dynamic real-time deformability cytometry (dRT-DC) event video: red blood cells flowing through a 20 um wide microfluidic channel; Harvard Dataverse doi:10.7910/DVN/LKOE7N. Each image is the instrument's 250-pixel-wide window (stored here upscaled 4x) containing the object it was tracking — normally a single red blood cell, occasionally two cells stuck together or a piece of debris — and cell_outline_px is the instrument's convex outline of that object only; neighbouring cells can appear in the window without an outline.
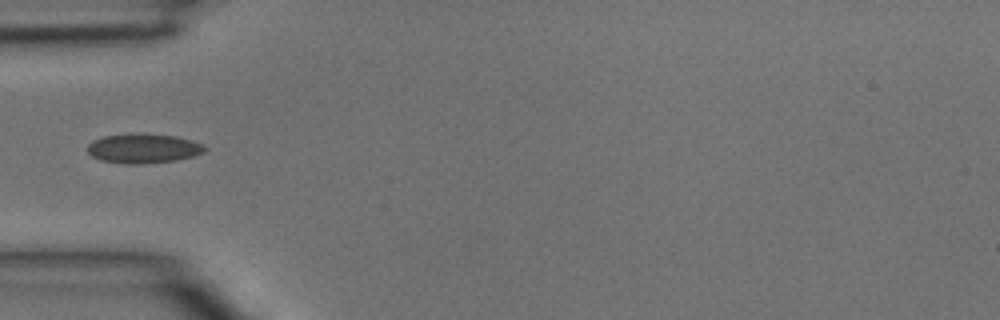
{"species": "common noctule bat (a hibernating species)", "species_latin": "Nyctalus noctula", "temperature_condition": "room temperature", "stored_images_in_passage": 28, "camera_frame_rate_fps": 3000, "um_per_image_px": 0.085, "animal": {"sex": "male", "body_mass_g": 15.6}, "frame": {"image": 1, "passage_image": 1, "time_ms": 0.0, "image_size_px": [1000, 320], "cell_outline_px": [[208, 148], [204, 152], [192, 156], [176, 160], [136, 164], [128, 164], [100, 160], [92, 156], [88, 152], [88, 144], [92, 140], [104, 136], [176, 136], [192, 140], [204, 144]], "centroid_in_image_um": [12.21, 12.65], "position_along_channel_um": 72.8, "area_um2": 19.31}}
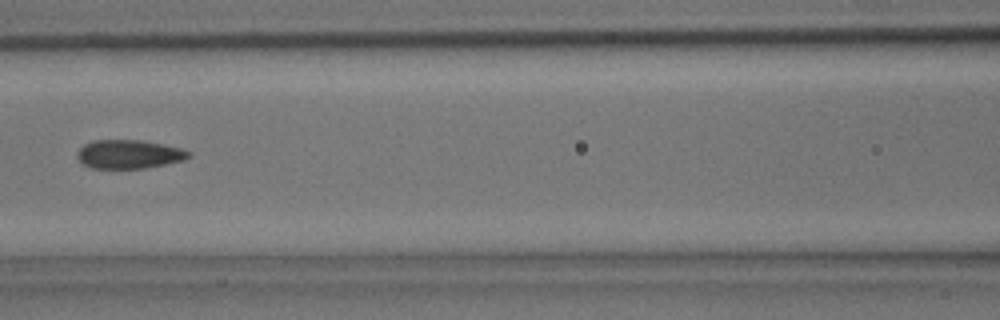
{"frame": {"image": 2, "passage_image": 6, "time_ms": 1.667, "image_size_px": [1000, 320], "cell_outline_px": [[192, 156], [184, 160], [144, 168], [92, 168], [84, 164], [76, 156], [76, 152], [84, 144], [92, 140], [140, 140], [180, 148], [192, 152]], "centroid_in_image_um": [10.95, 13.1], "position_along_channel_um": 155.6, "area_um2": 18.55}}
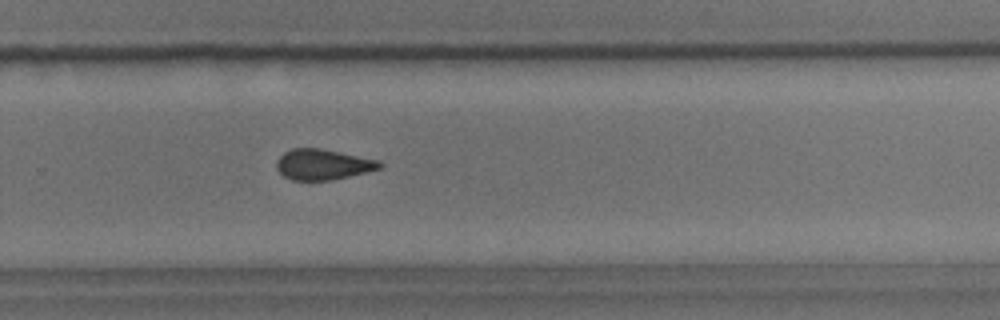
{"frame": {"image": 3, "passage_image": 15, "time_ms": 4.667, "image_size_px": [1000, 320], "cell_outline_px": [[384, 164], [380, 168], [368, 172], [332, 180], [292, 180], [284, 176], [276, 168], [276, 160], [284, 152], [292, 148], [320, 148], [380, 160]], "centroid_in_image_um": [27.46, 13.98], "position_along_channel_um": 302.3, "area_um2": 18.5}}